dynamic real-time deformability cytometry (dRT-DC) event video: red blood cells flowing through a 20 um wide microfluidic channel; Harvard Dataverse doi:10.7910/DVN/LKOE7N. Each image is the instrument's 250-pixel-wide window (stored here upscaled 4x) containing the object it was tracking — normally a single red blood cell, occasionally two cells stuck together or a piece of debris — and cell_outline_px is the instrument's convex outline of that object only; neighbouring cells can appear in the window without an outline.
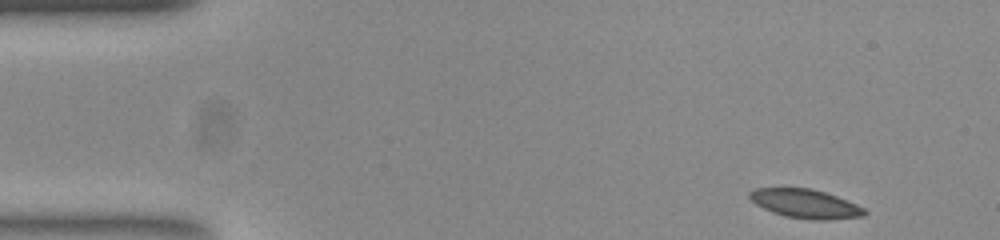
{"species": "common noctule bat (a hibernating species)", "species_latin": "Nyctalus noctula", "temperature_condition": "room temperature", "stored_images_in_passage": 51, "segment_of_instrument_passage": [1, 2], "camera_frame_rate_fps": 3000, "um_per_image_px": 0.085, "animal": {"sex": "female", "body_mass_g": 23.0, "forearm_length_mm": 53.4}, "frame": {"image": 1, "passage_image": 1, "time_ms": 0.0, "image_size_px": [1000, 240], "cell_outline_px": [[868, 212], [864, 216], [824, 220], [820, 220], [784, 216], [772, 212], [756, 204], [748, 196], [748, 192], [756, 188], [812, 188], [836, 196], [856, 204], [864, 208]], "centroid_in_image_um": [68.45, 17.31], "position_along_channel_um": 16.5, "area_um2": 19.19}}
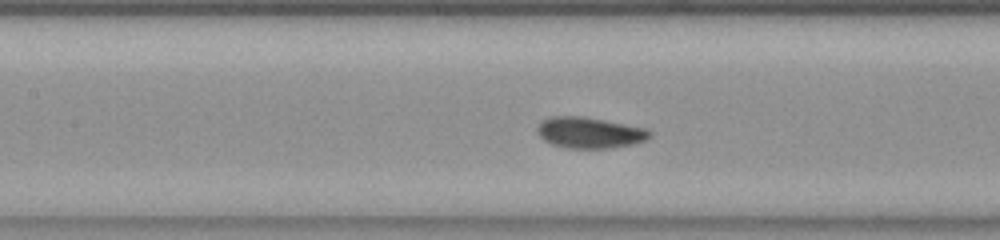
{"frame": {"image": 2, "passage_image": 20, "time_ms": 6.333, "image_size_px": [1000, 240], "cell_outline_px": [[652, 136], [648, 140], [632, 144], [608, 148], [568, 148], [552, 144], [544, 140], [540, 136], [536, 128], [540, 120], [548, 116], [584, 116], [644, 128], [652, 132]], "centroid_in_image_um": [50.09, 11.27], "position_along_channel_um": 157.3, "area_um2": 20.4}}
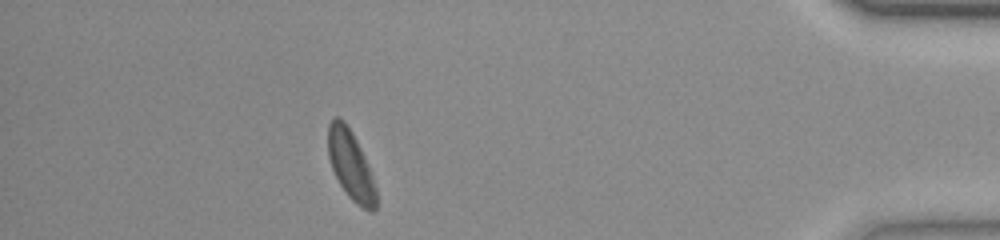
{"frame": {"image": 3, "passage_image": 44, "time_ms": 14.333, "image_size_px": [1000, 240], "cell_outline_px": [[376, 208], [372, 212], [368, 212], [356, 204], [348, 196], [340, 184], [332, 168], [328, 156], [328, 124], [336, 116], [340, 116], [344, 120], [352, 132], [360, 148], [372, 176], [376, 188]], "centroid_in_image_um": [29.8, 14.04], "position_along_channel_um": 405.4, "area_um2": 19.25}}